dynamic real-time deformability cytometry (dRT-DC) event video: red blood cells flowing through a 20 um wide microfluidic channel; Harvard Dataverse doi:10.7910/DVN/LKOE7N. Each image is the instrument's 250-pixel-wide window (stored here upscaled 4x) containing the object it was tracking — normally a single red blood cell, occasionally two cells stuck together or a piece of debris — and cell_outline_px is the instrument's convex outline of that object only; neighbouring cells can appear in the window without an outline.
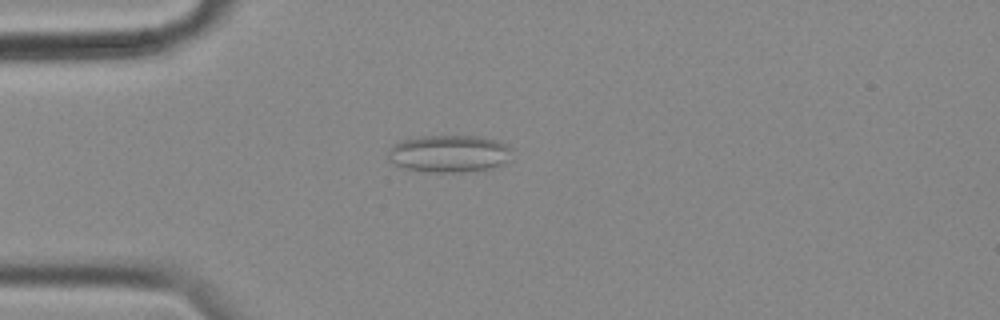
{"species": "common noctule bat (a hibernating species)", "species_latin": "Nyctalus noctula", "temperature_condition": "cold", "stored_images_in_passage": 56, "camera_frame_rate_fps": 3000, "um_per_image_px": 0.085, "animal": {"sex": "female", "body_mass_g": 18.4}, "frame": {"image": 1, "passage_image": 14, "time_ms": 4.333, "image_size_px": [1000, 320], "cell_outline_px": [[512, 160], [492, 168], [460, 172], [432, 172], [408, 168], [396, 164], [388, 160], [388, 152], [396, 144], [404, 140], [424, 136], [476, 136], [496, 140], [512, 148]], "centroid_in_image_um": [38.25, 13.06], "position_along_channel_um": 46.7, "area_um2": 26.65}}
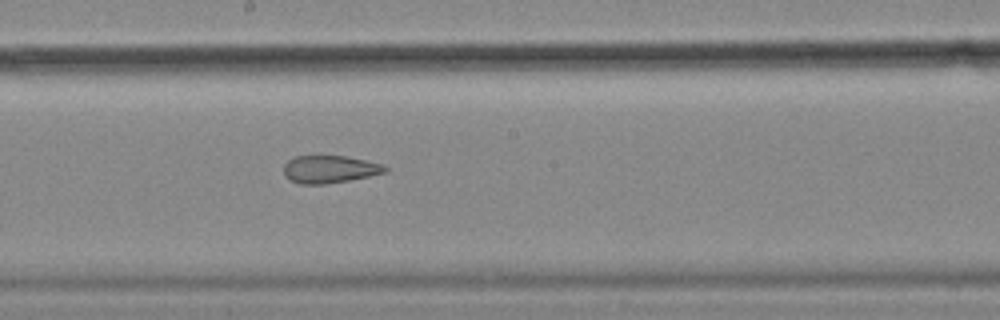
{"frame": {"image": 2, "passage_image": 30, "time_ms": 9.667, "image_size_px": [1000, 320], "cell_outline_px": [[388, 172], [348, 180], [324, 184], [300, 184], [284, 176], [284, 164], [288, 160], [296, 156], [344, 156], [384, 164], [388, 168]], "centroid_in_image_um": [28.02, 14.38], "position_along_channel_um": 220.2, "area_um2": 16.18}}
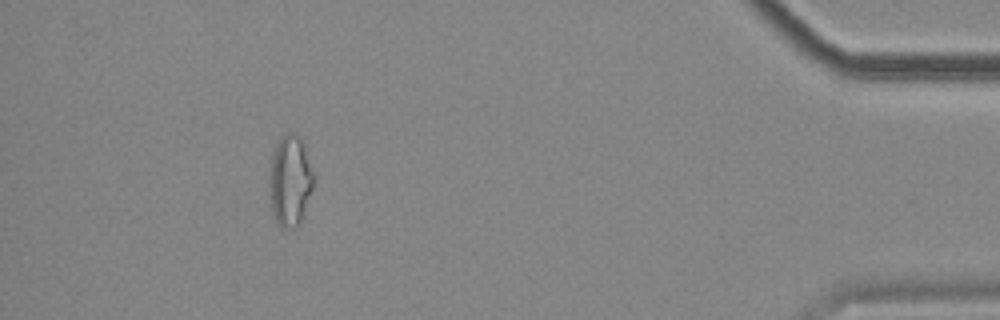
{"frame": {"image": 3, "passage_image": 51, "time_ms": 16.667, "image_size_px": [1000, 320], "cell_outline_px": [[316, 180], [300, 224], [296, 228], [280, 228], [276, 224], [272, 212], [268, 184], [272, 152], [276, 144], [288, 132], [296, 132], [300, 136], [304, 144], [316, 172]], "centroid_in_image_um": [24.69, 15.37], "position_along_channel_um": 410.5, "area_um2": 24.45}, "authors_computed_cell_mechanics": {"area_um2": 21.6172, "velocity_mm_per_s": 3.5366, "shape_relaxation_time_tau1_ms": null, "shape_relaxation_time_tau2_ms": 2.1913, "deformation_change_tau1": null, "deformation_change_tau2": 0.1053}}